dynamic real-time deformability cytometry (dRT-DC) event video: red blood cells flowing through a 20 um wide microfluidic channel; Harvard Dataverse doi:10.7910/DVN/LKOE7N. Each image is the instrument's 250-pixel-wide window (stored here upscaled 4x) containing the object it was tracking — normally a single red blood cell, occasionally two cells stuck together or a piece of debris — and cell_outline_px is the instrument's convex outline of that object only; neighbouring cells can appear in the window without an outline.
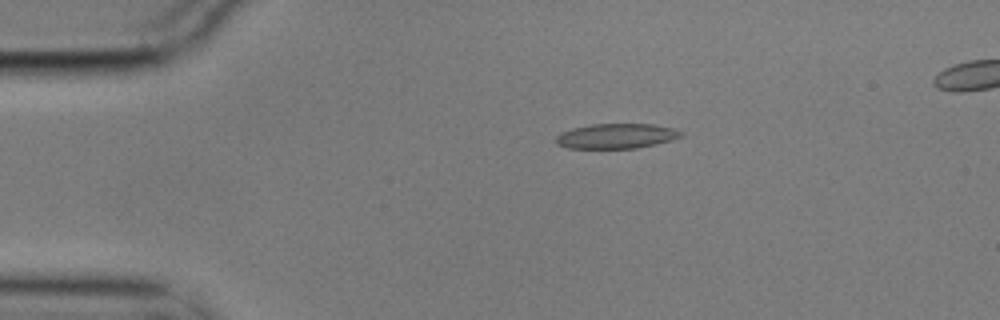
{"species": "common noctule bat (a hibernating species)", "species_latin": "Nyctalus noctula", "temperature_condition": "cold", "stored_images_in_passage": 6, "segment_of_instrument_passage": [1, 2], "camera_frame_rate_fps": 3000, "um_per_image_px": 0.085, "animal": {"sex": "male", "body_mass_g": 17.9}, "frame": {"image": 1, "passage_image": 4, "time_ms": 1.0, "image_size_px": [1000, 320], "cell_outline_px": [[684, 136], [672, 140], [656, 144], [636, 148], [568, 148], [556, 144], [556, 136], [560, 132], [572, 128], [592, 124], [652, 124], [672, 128], [684, 132]], "centroid_in_image_um": [52.4, 11.56], "position_along_channel_um": 32.6, "area_um2": 18.26}}